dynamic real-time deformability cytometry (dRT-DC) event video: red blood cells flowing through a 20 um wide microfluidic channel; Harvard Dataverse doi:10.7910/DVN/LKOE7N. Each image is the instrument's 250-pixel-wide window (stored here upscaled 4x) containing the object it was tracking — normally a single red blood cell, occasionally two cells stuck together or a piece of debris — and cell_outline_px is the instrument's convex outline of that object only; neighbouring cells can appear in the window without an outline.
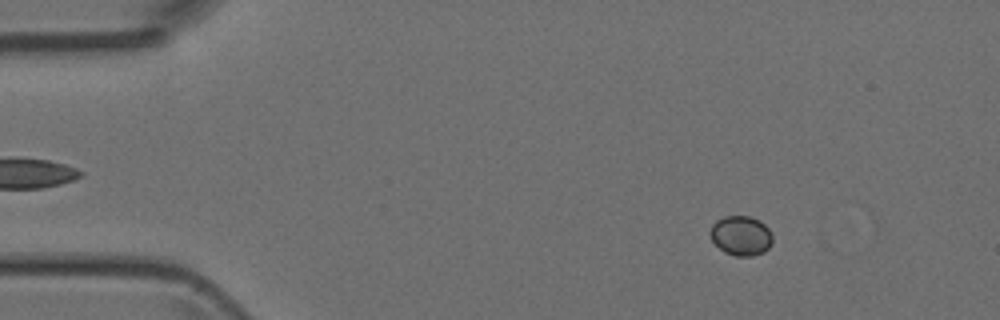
{"species": "Egyptian fruit bat (a non-hibernating species)", "species_latin": "Rousettus aegyptiacus", "temperature_condition": "room temperature", "stored_images_in_passage": 50, "camera_frame_rate_fps": 3000, "um_per_image_px": 0.085, "animal": {"sex": "female"}, "frame": {"image": 1, "passage_image": 7, "time_ms": 2.0, "image_size_px": [1000, 320], "cell_outline_px": [[772, 244], [764, 252], [752, 256], [736, 256], [724, 252], [712, 240], [708, 232], [712, 224], [716, 220], [724, 216], [748, 216], [760, 220], [768, 228], [772, 236]], "centroid_in_image_um": [62.97, 20.02], "position_along_channel_um": 22.0, "area_um2": 14.51}}
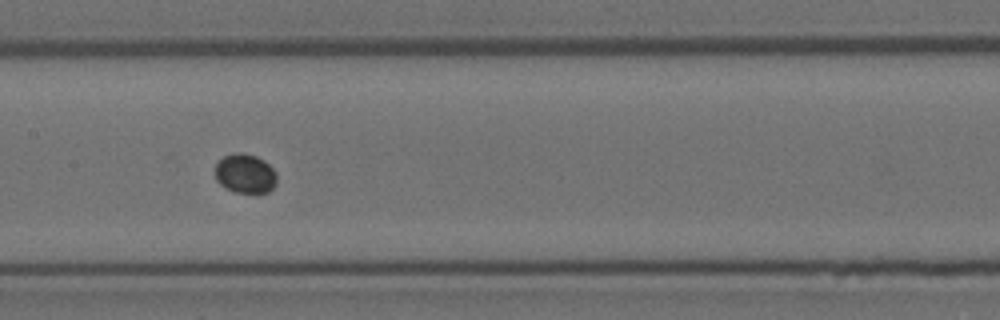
{"frame": {"image": 2, "passage_image": 25, "time_ms": 8.0, "image_size_px": [1000, 320], "cell_outline_px": [[276, 184], [268, 192], [232, 192], [220, 184], [216, 180], [216, 164], [224, 156], [236, 152], [244, 152], [256, 156], [264, 160], [276, 172]], "centroid_in_image_um": [20.84, 14.74], "position_along_channel_um": 186.6, "area_um2": 14.1}}
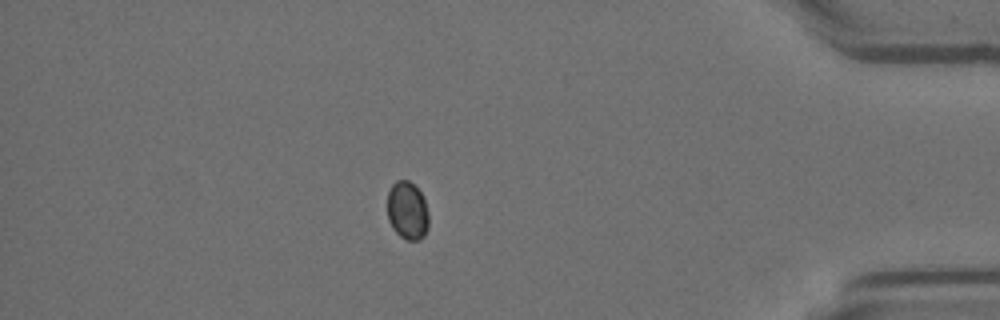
{"frame": {"image": 3, "passage_image": 44, "time_ms": 14.333, "image_size_px": [1000, 320], "cell_outline_px": [[428, 228], [424, 236], [420, 240], [408, 240], [400, 236], [392, 228], [388, 220], [388, 192], [392, 184], [396, 180], [408, 180], [420, 192], [424, 200], [428, 212]], "centroid_in_image_um": [34.62, 17.92], "position_along_channel_um": 400.6, "area_um2": 13.99}}